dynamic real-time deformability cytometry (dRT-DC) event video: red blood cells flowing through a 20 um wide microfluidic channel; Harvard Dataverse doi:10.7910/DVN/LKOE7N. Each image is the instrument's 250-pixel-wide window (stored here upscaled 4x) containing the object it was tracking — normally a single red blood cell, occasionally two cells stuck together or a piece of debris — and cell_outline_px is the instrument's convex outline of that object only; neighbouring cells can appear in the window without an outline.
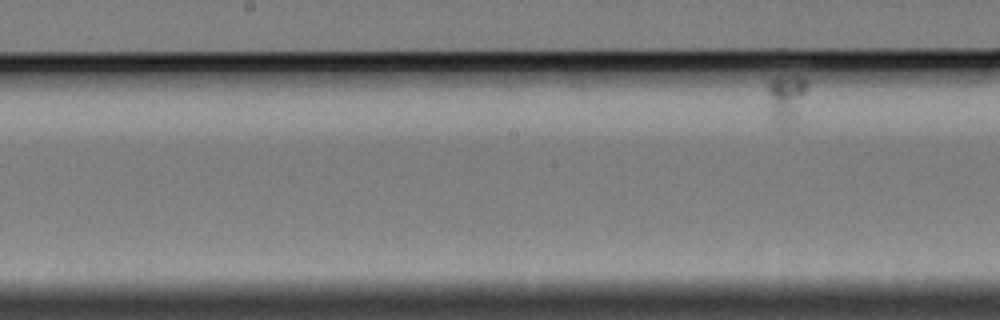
{"species": "Egyptian fruit bat (a non-hibernating species)", "species_latin": "Rousettus aegyptiacus", "temperature_condition": "cold", "stored_images_in_passage": 10, "segment_of_instrument_passage": [2, 2], "camera_frame_rate_fps": 3000, "um_per_image_px": 0.085, "animal": {"sex": "female"}, "frame": {"image": 1, "passage_image": 10, "time_ms": 11.667, "image_size_px": [1000, 320], "cell_outline_px": [[808, 84], [792, 120], [788, 124], [776, 124], [772, 120], [768, 96], [768, 84], [780, 72], [784, 72], [804, 76]], "centroid_in_image_um": [66.78, 8.18], "position_along_channel_um": 181.4, "area_um2": 10.87}}